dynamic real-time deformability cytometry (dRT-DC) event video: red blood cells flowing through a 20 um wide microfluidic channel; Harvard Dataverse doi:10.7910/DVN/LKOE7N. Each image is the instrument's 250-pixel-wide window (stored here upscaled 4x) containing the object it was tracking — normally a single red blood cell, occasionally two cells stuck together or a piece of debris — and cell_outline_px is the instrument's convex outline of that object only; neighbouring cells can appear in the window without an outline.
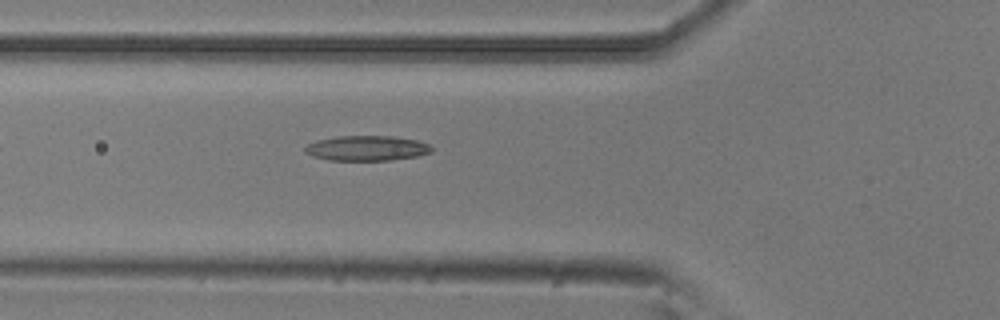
{"species": "common noctule bat (a hibernating species)", "species_latin": "Nyctalus noctula", "temperature_condition": "room temperature", "stored_images_in_passage": 19, "camera_frame_rate_fps": 3000, "um_per_image_px": 0.085, "animal": {"sex": "male", "body_mass_g": 20.5, "forearm_length_mm": 52.5}, "frame": {"image": 1, "passage_image": 5, "time_ms": 1.333, "image_size_px": [1000, 320], "cell_outline_px": [[432, 152], [416, 156], [392, 160], [328, 160], [312, 156], [304, 152], [304, 148], [308, 144], [316, 140], [336, 136], [392, 136], [416, 140], [428, 144], [432, 148]], "centroid_in_image_um": [31.14, 12.59], "position_along_channel_um": 94.7, "area_um2": 18.5}}
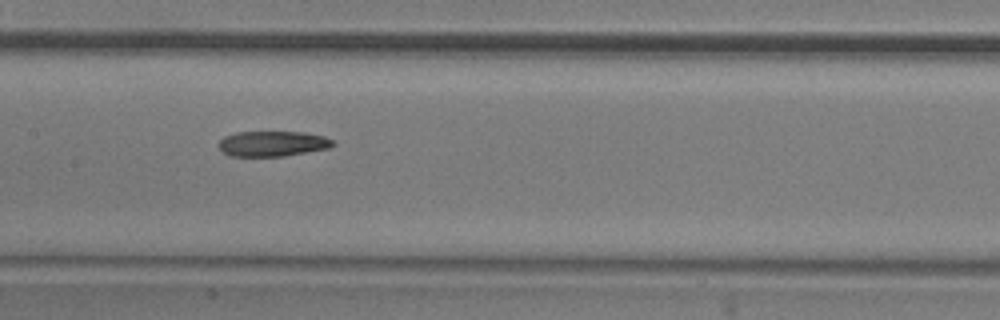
{"frame": {"image": 2, "passage_image": 12, "time_ms": 3.667, "image_size_px": [1000, 320], "cell_outline_px": [[336, 144], [328, 148], [284, 156], [228, 156], [220, 148], [220, 140], [224, 136], [236, 132], [304, 132], [324, 136], [332, 140]], "centroid_in_image_um": [23.17, 12.21], "position_along_channel_um": 184.2, "area_um2": 16.76}}
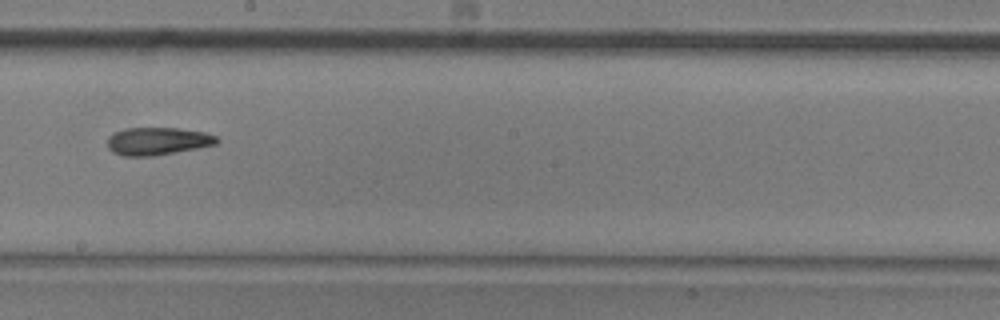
{"frame": {"image": 3, "passage_image": 16, "time_ms": 5.0, "image_size_px": [1000, 320], "cell_outline_px": [[220, 140], [216, 144], [176, 152], [152, 156], [124, 156], [112, 152], [108, 148], [108, 136], [112, 132], [124, 128], [180, 128], [204, 132], [216, 136]], "centroid_in_image_um": [13.36, 11.99], "position_along_channel_um": 234.8, "area_um2": 17.74}}